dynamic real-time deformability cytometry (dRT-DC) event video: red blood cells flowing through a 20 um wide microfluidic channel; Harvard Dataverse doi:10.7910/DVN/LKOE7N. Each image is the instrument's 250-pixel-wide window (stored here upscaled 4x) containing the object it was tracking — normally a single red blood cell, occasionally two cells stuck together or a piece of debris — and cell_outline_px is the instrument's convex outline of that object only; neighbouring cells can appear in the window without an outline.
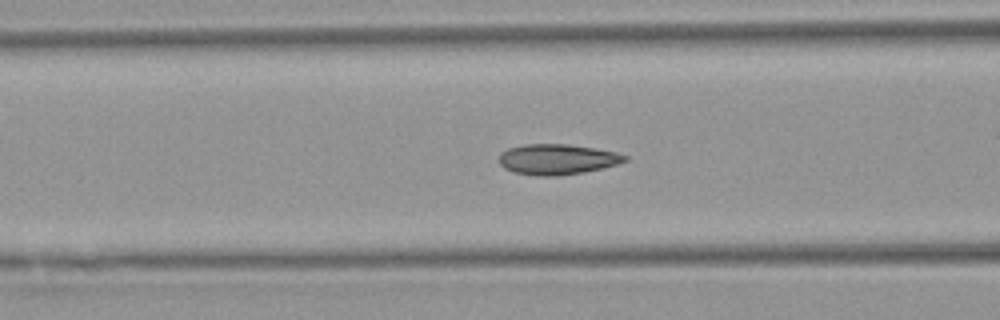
{"species": "Egyptian fruit bat (a non-hibernating species)", "species_latin": "Rousettus aegyptiacus", "temperature_condition": "warm", "stored_images_in_passage": 52, "camera_frame_rate_fps": 3000, "um_per_image_px": 0.085, "animal": {"sex": "female"}, "frame": {"image": 1, "passage_image": 20, "time_ms": 6.333, "image_size_px": [1000, 320], "cell_outline_px": [[628, 160], [616, 164], [584, 172], [556, 176], [536, 176], [516, 172], [504, 168], [500, 164], [500, 152], [508, 148], [524, 144], [568, 144], [596, 148], [616, 152], [628, 156]], "centroid_in_image_um": [47.36, 13.53], "position_along_channel_um": 119.2, "area_um2": 22.31}}
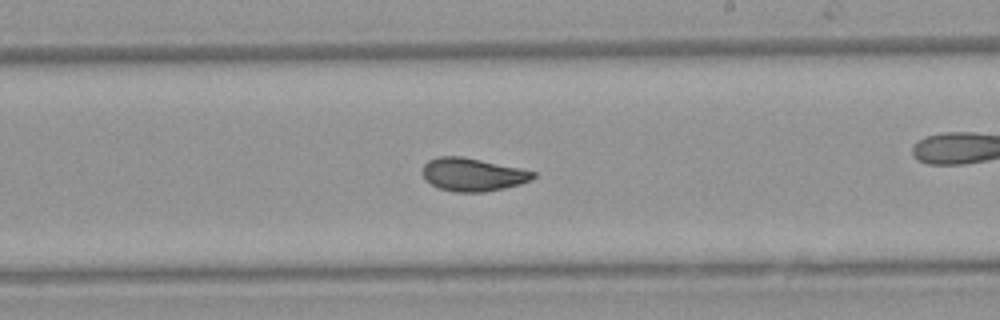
{"frame": {"image": 2, "passage_image": 30, "time_ms": 9.667, "image_size_px": [1000, 320], "cell_outline_px": [[536, 176], [532, 180], [520, 184], [504, 188], [484, 192], [452, 192], [440, 188], [424, 180], [420, 172], [424, 164], [428, 160], [436, 156], [464, 156], [520, 168], [536, 172]], "centroid_in_image_um": [40.15, 14.83], "position_along_channel_um": 248.9, "area_um2": 21.68}}
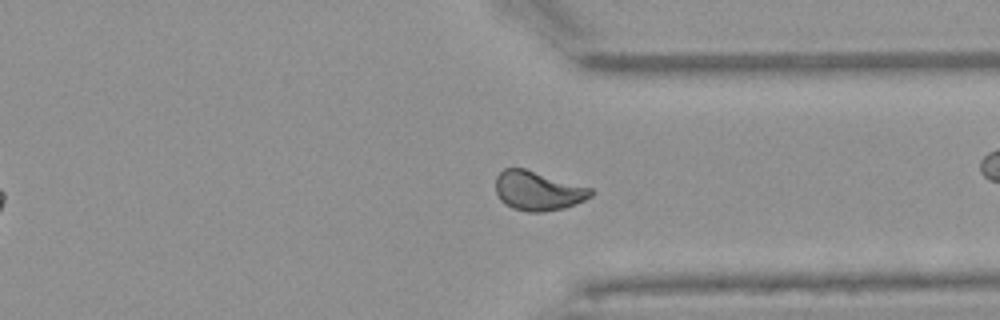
{"frame": {"image": 3, "passage_image": 39, "time_ms": 12.667, "image_size_px": [1000, 320], "cell_outline_px": [[592, 196], [576, 204], [564, 208], [540, 212], [528, 212], [512, 208], [504, 204], [500, 200], [496, 192], [496, 176], [504, 168], [524, 168], [592, 188]], "centroid_in_image_um": [45.71, 16.22], "position_along_channel_um": 365.7, "area_um2": 21.79}, "authors_computed_cell_mechanics": {"area_um2": 21.675, "velocity_mm_per_s": 3.9009, "shape_relaxation_time_tau1_ms": 6.6224, "shape_relaxation_time_tau2_ms": 0.9962, "deformation_change_tau1": 0.164, "deformation_change_tau2": 0.0451}}